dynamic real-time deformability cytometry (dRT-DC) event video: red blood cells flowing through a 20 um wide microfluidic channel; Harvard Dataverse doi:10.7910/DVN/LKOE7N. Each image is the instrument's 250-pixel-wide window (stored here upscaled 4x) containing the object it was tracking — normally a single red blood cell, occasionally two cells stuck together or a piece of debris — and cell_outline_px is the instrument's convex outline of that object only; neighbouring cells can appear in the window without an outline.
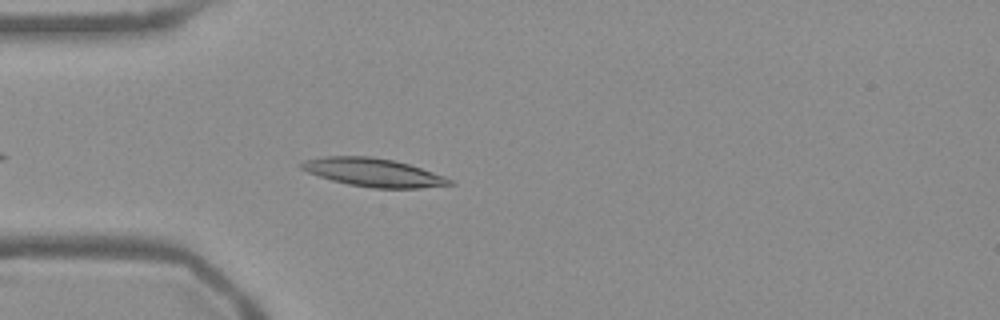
{"species": "Egyptian fruit bat (a non-hibernating species)", "species_latin": "Rousettus aegyptiacus", "temperature_condition": "warm", "stored_images_in_passage": 41, "camera_frame_rate_fps": 3000, "um_per_image_px": 0.085, "frame": {"image": 1, "passage_image": 5, "time_ms": 1.333, "image_size_px": [1000, 320], "cell_outline_px": [[456, 184], [420, 188], [372, 188], [348, 184], [332, 180], [308, 172], [300, 168], [300, 164], [304, 160], [324, 156], [368, 156], [392, 160], [408, 164], [444, 176], [452, 180]], "centroid_in_image_um": [31.73, 14.66], "position_along_channel_um": 53.3, "area_um2": 24.22}}
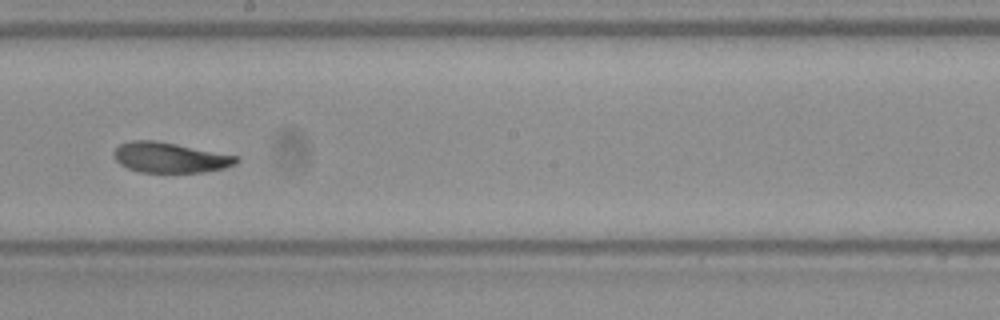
{"frame": {"image": 2, "passage_image": 20, "time_ms": 6.333, "image_size_px": [1000, 320], "cell_outline_px": [[240, 160], [236, 164], [224, 168], [204, 172], [140, 172], [128, 168], [120, 164], [116, 160], [116, 148], [120, 144], [132, 140], [156, 140], [240, 156]], "centroid_in_image_um": [14.51, 13.39], "position_along_channel_um": 233.7, "area_um2": 21.56}}
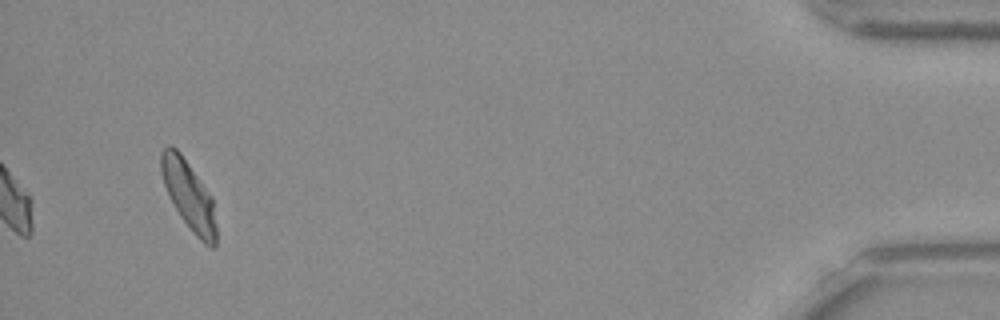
{"frame": {"image": 3, "passage_image": 41, "time_ms": 13.333, "image_size_px": [1000, 320], "cell_outline_px": [[216, 248], [212, 248], [204, 244], [192, 232], [180, 216], [168, 196], [160, 172], [160, 152], [168, 144], [172, 144], [180, 152], [212, 196], [216, 224]], "centroid_in_image_um": [16.03, 16.6], "position_along_channel_um": 419.2, "area_um2": 22.37}, "authors_computed_cell_mechanics": {"area_um2": 22.253, "velocity_mm_per_s": 3.7524, "shape_relaxation_time_tau1_ms": 2.6244, "shape_relaxation_time_tau2_ms": 1.8368, "deformation_change_tau1": 0.1438, "deformation_change_tau2": 0.0795}}